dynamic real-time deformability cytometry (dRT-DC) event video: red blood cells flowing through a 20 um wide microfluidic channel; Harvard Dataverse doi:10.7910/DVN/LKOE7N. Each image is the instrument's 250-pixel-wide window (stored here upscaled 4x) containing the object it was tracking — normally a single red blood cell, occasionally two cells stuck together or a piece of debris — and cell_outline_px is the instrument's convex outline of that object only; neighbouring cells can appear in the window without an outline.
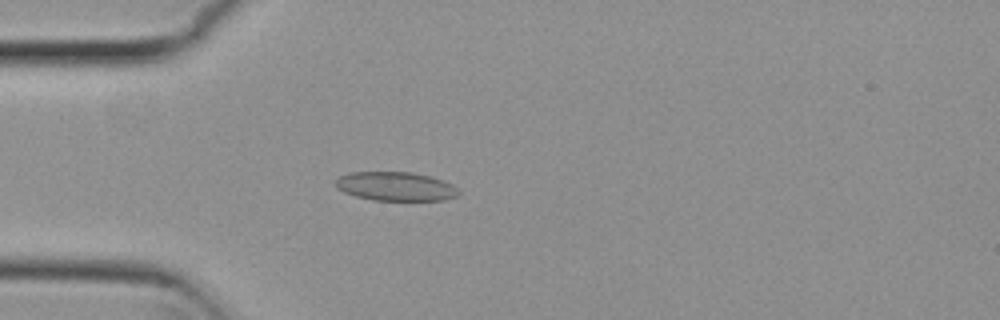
{"species": "common noctule bat (a hibernating species)", "species_latin": "Nyctalus noctula", "temperature_condition": "cold", "stored_images_in_passage": 53, "camera_frame_rate_fps": 3000, "um_per_image_px": 0.085, "animal": {"sex": "female", "body_mass_g": 29.2, "forearm_length_mm": 56.3}, "frame": {"image": 1, "passage_image": 15, "time_ms": 4.667, "image_size_px": [1000, 320], "cell_outline_px": [[460, 192], [456, 196], [444, 200], [372, 200], [356, 196], [344, 192], [336, 188], [336, 180], [340, 176], [352, 172], [412, 172], [428, 176], [452, 184]], "centroid_in_image_um": [33.61, 15.84], "position_along_channel_um": 51.4, "area_um2": 20.52}}
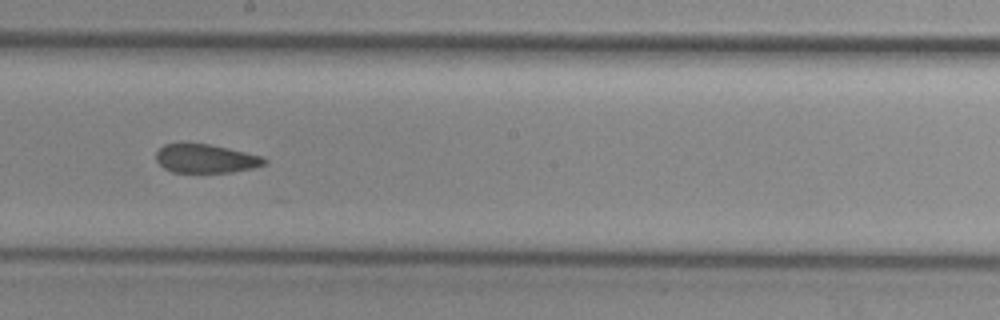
{"frame": {"image": 2, "passage_image": 30, "time_ms": 9.667, "image_size_px": [1000, 320], "cell_outline_px": [[268, 164], [252, 168], [232, 172], [172, 172], [164, 168], [156, 160], [156, 152], [164, 144], [208, 144], [244, 152], [260, 156], [268, 160]], "centroid_in_image_um": [17.49, 13.49], "position_along_channel_um": 230.7, "area_um2": 17.86}}
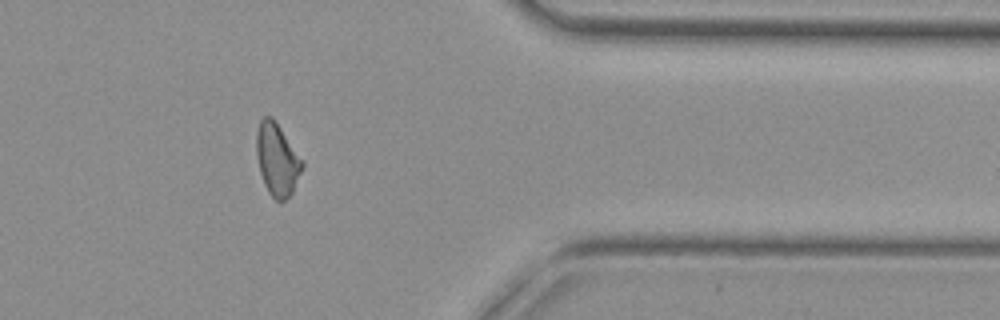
{"frame": {"image": 3, "passage_image": 44, "time_ms": 14.333, "image_size_px": [1000, 320], "cell_outline_px": [[304, 164], [292, 192], [280, 204], [268, 192], [264, 184], [260, 172], [256, 156], [256, 132], [260, 120], [264, 116], [272, 116], [304, 160]], "centroid_in_image_um": [23.55, 13.54], "position_along_channel_um": 387.9, "area_um2": 19.42}, "authors_computed_cell_mechanics": {"area_um2": 19.5942, "velocity_mm_per_s": 3.7898, "shape_relaxation_time_tau1_ms": null, "shape_relaxation_time_tau2_ms": 3.4933, "deformation_change_tau1": null, "deformation_change_tau2": 0.0809}}